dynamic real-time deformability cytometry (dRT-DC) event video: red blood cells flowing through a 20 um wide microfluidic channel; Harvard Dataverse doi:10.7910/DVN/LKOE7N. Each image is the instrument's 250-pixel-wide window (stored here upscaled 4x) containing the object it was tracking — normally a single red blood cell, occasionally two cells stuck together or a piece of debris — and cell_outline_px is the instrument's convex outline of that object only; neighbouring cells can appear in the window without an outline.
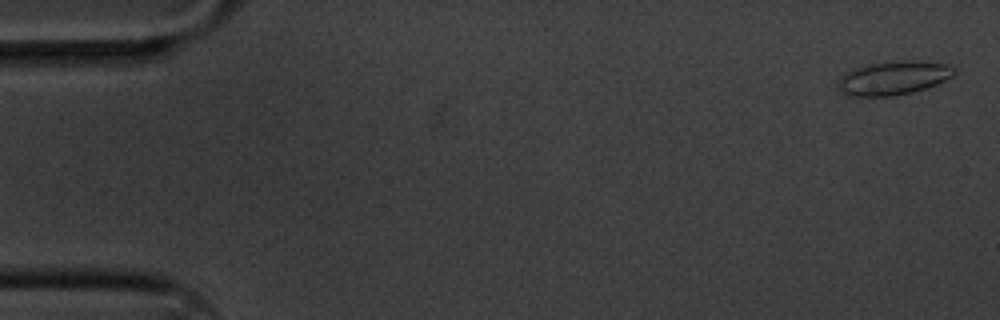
{"species": "common noctule bat (a hibernating species)", "species_latin": "Nyctalus noctula", "temperature_condition": "cold", "stored_images_in_passage": 60, "camera_frame_rate_fps": 3000, "um_per_image_px": 0.085, "animal": {"sex": "male", "body_mass_g": 20.1, "forearm_length_mm": 53.5}, "frame": {"image": 1, "passage_image": 2, "time_ms": 0.333, "image_size_px": [1000, 320], "cell_outline_px": [[956, 72], [952, 76], [936, 84], [912, 92], [896, 96], [844, 96], [840, 92], [836, 84], [840, 76], [852, 68], [868, 64], [916, 60], [944, 64], [956, 68]], "centroid_in_image_um": [75.87, 6.64], "position_along_channel_um": 9.1, "area_um2": 22.89}}
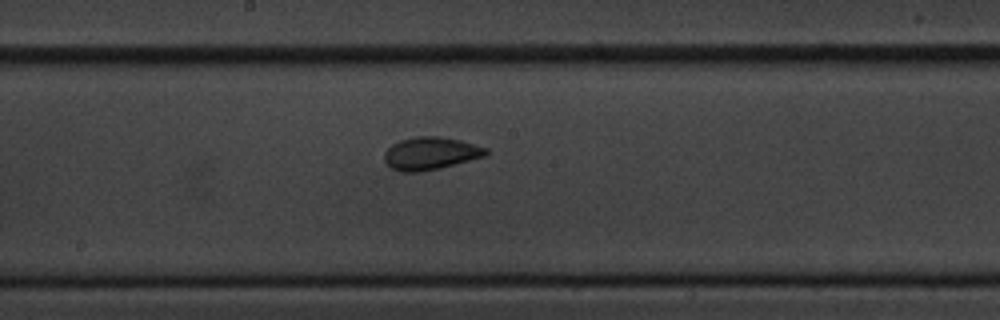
{"frame": {"image": 2, "passage_image": 32, "time_ms": 10.333, "image_size_px": [1000, 320], "cell_outline_px": [[488, 156], [440, 168], [420, 172], [400, 172], [392, 168], [384, 160], [384, 152], [392, 144], [400, 140], [416, 136], [440, 136], [460, 140], [488, 148]], "centroid_in_image_um": [36.62, 13.04], "position_along_channel_um": 211.6, "area_um2": 19.54}}
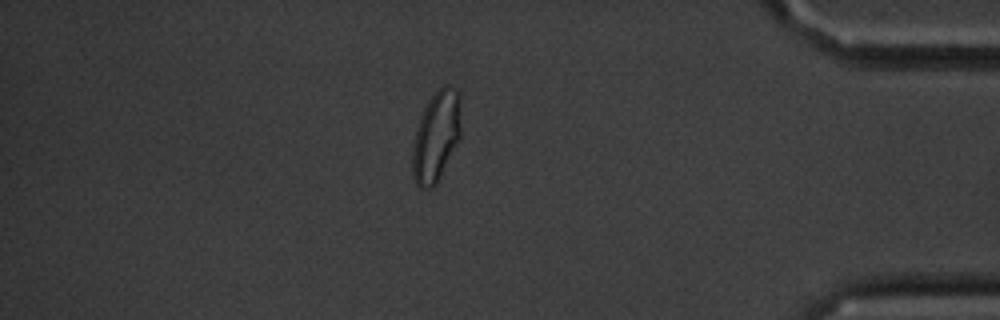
{"frame": {"image": 3, "passage_image": 52, "time_ms": 17.0, "image_size_px": [1000, 320], "cell_outline_px": [[460, 140], [436, 184], [432, 188], [420, 188], [416, 184], [412, 176], [412, 148], [420, 116], [428, 100], [444, 84], [448, 84], [460, 92]], "centroid_in_image_um": [37.08, 11.6], "position_along_channel_um": 398.1, "area_um2": 25.78}, "authors_computed_cell_mechanics": {"area_um2": 20.1433, "velocity_mm_per_s": 3.3172, "shape_relaxation_time_tau1_ms": 3.9561, "shape_relaxation_time_tau2_ms": 1.6093, "deformation_change_tau1": 0.0948, "deformation_change_tau2": 0.0463}}